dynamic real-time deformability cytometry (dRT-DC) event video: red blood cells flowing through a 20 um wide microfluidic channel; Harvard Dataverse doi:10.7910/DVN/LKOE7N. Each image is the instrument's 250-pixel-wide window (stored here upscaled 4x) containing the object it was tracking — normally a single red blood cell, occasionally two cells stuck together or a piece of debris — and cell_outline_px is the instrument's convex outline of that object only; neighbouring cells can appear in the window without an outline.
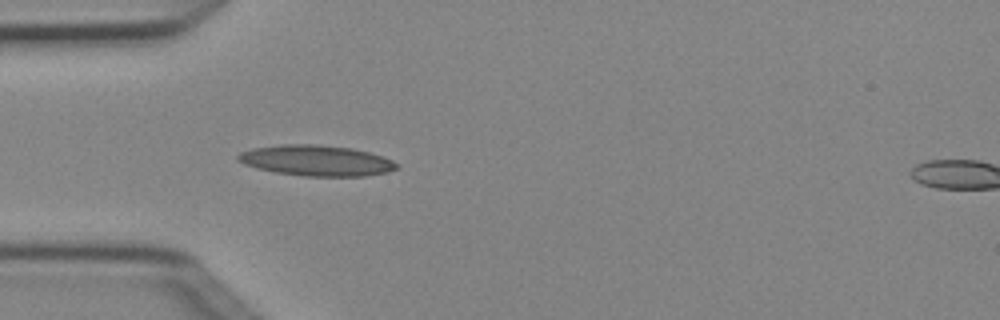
{"species": "Egyptian fruit bat (a non-hibernating species)", "species_latin": "Rousettus aegyptiacus", "temperature_condition": "cold", "stored_images_in_passage": 2, "segment_of_instrument_passage": [1, 2], "camera_frame_rate_fps": 3000, "um_per_image_px": 0.085, "animal": {"sex": "female"}, "frame": {"image": 1, "passage_image": 1, "time_ms": 0.0, "image_size_px": [1000, 320], "cell_outline_px": [[400, 168], [388, 172], [364, 176], [304, 176], [276, 172], [256, 168], [244, 164], [236, 160], [236, 156], [240, 152], [252, 148], [280, 144], [320, 144], [352, 148], [384, 156], [400, 164]], "centroid_in_image_um": [26.91, 13.64], "position_along_channel_um": 58.1, "area_um2": 28.73}}